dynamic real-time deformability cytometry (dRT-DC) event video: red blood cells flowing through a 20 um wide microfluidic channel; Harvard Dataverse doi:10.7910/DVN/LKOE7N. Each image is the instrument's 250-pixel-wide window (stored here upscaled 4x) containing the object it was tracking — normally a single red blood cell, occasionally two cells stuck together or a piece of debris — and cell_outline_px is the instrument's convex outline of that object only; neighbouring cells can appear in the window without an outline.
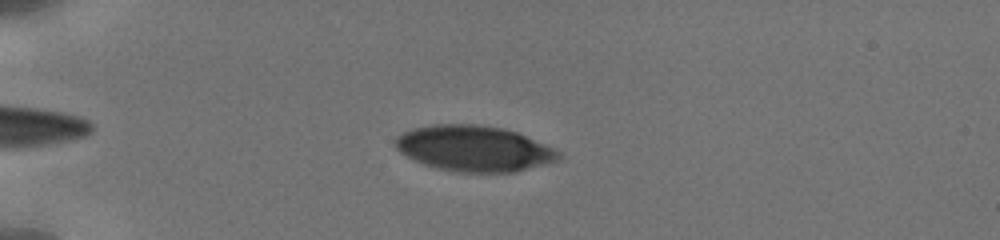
{"species": "human", "species_latin": "Homo sapiens", "temperature_condition": "cold", "stored_images_in_passage": 65, "camera_frame_rate_fps": 3000, "um_per_image_px": 0.085, "donor": {"sex": "male"}, "frame": {"image": 1, "passage_image": 18, "time_ms": 2.667, "image_size_px": [1000, 240], "cell_outline_px": [[560, 160], [516, 172], [456, 172], [436, 168], [424, 164], [400, 152], [396, 148], [396, 136], [412, 128], [432, 124], [480, 124], [504, 128], [516, 132], [544, 144], [560, 152]], "centroid_in_image_um": [40.29, 12.62], "position_along_channel_um": 44.7, "area_um2": 43.41}}
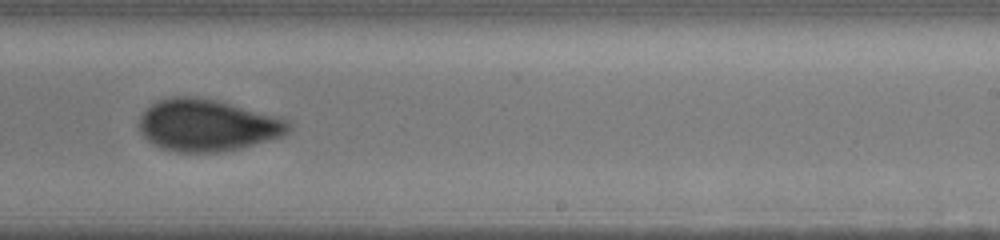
{"frame": {"image": 2, "passage_image": 41, "time_ms": 9.667, "image_size_px": [1000, 240], "cell_outline_px": [[292, 128], [284, 136], [240, 148], [216, 152], [176, 152], [152, 144], [140, 132], [140, 116], [152, 104], [160, 100], [172, 96], [192, 96], [216, 100], [288, 120], [292, 124]], "centroid_in_image_um": [17.63, 10.65], "position_along_channel_um": 271.4, "area_um2": 44.8}}
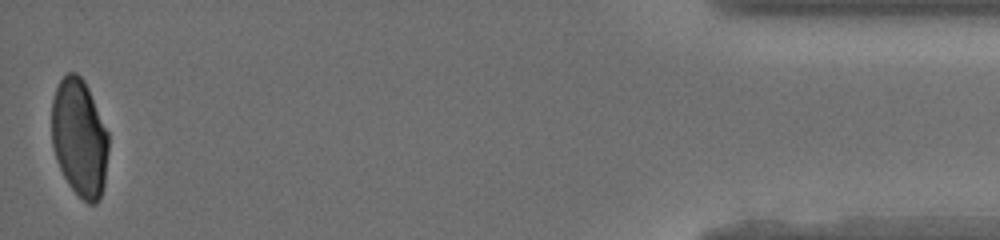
{"frame": {"image": 3, "passage_image": 64, "time_ms": 15.667, "image_size_px": [1000, 240], "cell_outline_px": [[108, 152], [104, 188], [96, 204], [88, 204], [68, 184], [56, 160], [52, 144], [52, 100], [56, 88], [60, 80], [68, 72], [76, 72], [84, 80], [88, 88], [108, 132]], "centroid_in_image_um": [6.76, 11.72], "position_along_channel_um": 428.4, "area_um2": 38.96}, "authors_computed_cell_mechanics": {"area_um2": 42.5408, "velocity_mm_per_s": 3.8416, "shape_relaxation_time_tau1_ms": 3.192, "shape_relaxation_time_tau2_ms": 1.4293, "deformation_change_tau1": 0.1124, "deformation_change_tau2": 0.0475}}